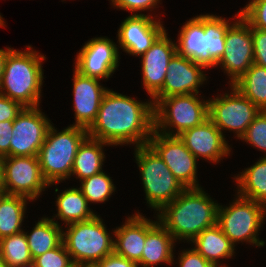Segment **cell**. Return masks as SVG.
Listing matches in <instances>:
<instances>
[{"mask_svg": "<svg viewBox=\"0 0 266 267\" xmlns=\"http://www.w3.org/2000/svg\"><path fill=\"white\" fill-rule=\"evenodd\" d=\"M55 206L57 213L53 214L51 219L57 224L59 222L56 221V218L57 220L61 219L65 226L75 222L88 221L97 215L90 209L87 199L78 187L66 188L65 191L60 192Z\"/></svg>", "mask_w": 266, "mask_h": 267, "instance_id": "cb8c5ba5", "label": "cell"}, {"mask_svg": "<svg viewBox=\"0 0 266 267\" xmlns=\"http://www.w3.org/2000/svg\"><path fill=\"white\" fill-rule=\"evenodd\" d=\"M0 258L8 267L32 261L25 231L0 239Z\"/></svg>", "mask_w": 266, "mask_h": 267, "instance_id": "4dcf8cb0", "label": "cell"}, {"mask_svg": "<svg viewBox=\"0 0 266 267\" xmlns=\"http://www.w3.org/2000/svg\"><path fill=\"white\" fill-rule=\"evenodd\" d=\"M204 69L176 52L169 61L162 89L152 98L153 104L172 95L199 94V87L208 80Z\"/></svg>", "mask_w": 266, "mask_h": 267, "instance_id": "9a60e30c", "label": "cell"}, {"mask_svg": "<svg viewBox=\"0 0 266 267\" xmlns=\"http://www.w3.org/2000/svg\"><path fill=\"white\" fill-rule=\"evenodd\" d=\"M73 110L75 122L71 125L88 129L97 117L100 104L108 88L100 79L81 75L73 70Z\"/></svg>", "mask_w": 266, "mask_h": 267, "instance_id": "d6986e66", "label": "cell"}, {"mask_svg": "<svg viewBox=\"0 0 266 267\" xmlns=\"http://www.w3.org/2000/svg\"><path fill=\"white\" fill-rule=\"evenodd\" d=\"M190 243H193V248L214 267L228 266L221 264L223 259H232L233 255L235 256V246L217 224L206 228Z\"/></svg>", "mask_w": 266, "mask_h": 267, "instance_id": "7402d4cb", "label": "cell"}, {"mask_svg": "<svg viewBox=\"0 0 266 267\" xmlns=\"http://www.w3.org/2000/svg\"><path fill=\"white\" fill-rule=\"evenodd\" d=\"M0 27H4L5 28V21L2 18L1 13H0Z\"/></svg>", "mask_w": 266, "mask_h": 267, "instance_id": "7dc6e473", "label": "cell"}, {"mask_svg": "<svg viewBox=\"0 0 266 267\" xmlns=\"http://www.w3.org/2000/svg\"><path fill=\"white\" fill-rule=\"evenodd\" d=\"M230 90V93L208 99V117L224 137V130H228L240 139L261 110L233 85H230Z\"/></svg>", "mask_w": 266, "mask_h": 267, "instance_id": "9c48e42d", "label": "cell"}, {"mask_svg": "<svg viewBox=\"0 0 266 267\" xmlns=\"http://www.w3.org/2000/svg\"><path fill=\"white\" fill-rule=\"evenodd\" d=\"M118 50V45L108 37L92 38L77 53L74 69L83 76L107 80L119 66Z\"/></svg>", "mask_w": 266, "mask_h": 267, "instance_id": "5bb4252c", "label": "cell"}, {"mask_svg": "<svg viewBox=\"0 0 266 267\" xmlns=\"http://www.w3.org/2000/svg\"><path fill=\"white\" fill-rule=\"evenodd\" d=\"M154 131V104L108 89L97 117L87 129L88 137L112 146L146 145Z\"/></svg>", "mask_w": 266, "mask_h": 267, "instance_id": "6da1fadb", "label": "cell"}, {"mask_svg": "<svg viewBox=\"0 0 266 267\" xmlns=\"http://www.w3.org/2000/svg\"><path fill=\"white\" fill-rule=\"evenodd\" d=\"M155 218L152 221L140 212L128 216L123 225L112 230L114 234L110 233L115 237L114 252L137 264L142 258L147 233L159 222Z\"/></svg>", "mask_w": 266, "mask_h": 267, "instance_id": "ffe728a7", "label": "cell"}, {"mask_svg": "<svg viewBox=\"0 0 266 267\" xmlns=\"http://www.w3.org/2000/svg\"><path fill=\"white\" fill-rule=\"evenodd\" d=\"M201 94L172 95L154 105V130L168 136L202 124L208 117V99ZM204 99V100H203Z\"/></svg>", "mask_w": 266, "mask_h": 267, "instance_id": "ba28073f", "label": "cell"}, {"mask_svg": "<svg viewBox=\"0 0 266 267\" xmlns=\"http://www.w3.org/2000/svg\"><path fill=\"white\" fill-rule=\"evenodd\" d=\"M0 267H8L1 258H0Z\"/></svg>", "mask_w": 266, "mask_h": 267, "instance_id": "c3c4849f", "label": "cell"}, {"mask_svg": "<svg viewBox=\"0 0 266 267\" xmlns=\"http://www.w3.org/2000/svg\"><path fill=\"white\" fill-rule=\"evenodd\" d=\"M254 64L266 68V30L251 27Z\"/></svg>", "mask_w": 266, "mask_h": 267, "instance_id": "8d00e7d4", "label": "cell"}, {"mask_svg": "<svg viewBox=\"0 0 266 267\" xmlns=\"http://www.w3.org/2000/svg\"><path fill=\"white\" fill-rule=\"evenodd\" d=\"M73 267H99L98 263H75Z\"/></svg>", "mask_w": 266, "mask_h": 267, "instance_id": "7bdbcfd3", "label": "cell"}, {"mask_svg": "<svg viewBox=\"0 0 266 267\" xmlns=\"http://www.w3.org/2000/svg\"><path fill=\"white\" fill-rule=\"evenodd\" d=\"M109 175L104 171L81 180L79 189L87 199L89 205L92 203H105L115 192L116 187Z\"/></svg>", "mask_w": 266, "mask_h": 267, "instance_id": "1f68e13d", "label": "cell"}, {"mask_svg": "<svg viewBox=\"0 0 266 267\" xmlns=\"http://www.w3.org/2000/svg\"><path fill=\"white\" fill-rule=\"evenodd\" d=\"M0 189H2V157H0Z\"/></svg>", "mask_w": 266, "mask_h": 267, "instance_id": "f6af8a7d", "label": "cell"}, {"mask_svg": "<svg viewBox=\"0 0 266 267\" xmlns=\"http://www.w3.org/2000/svg\"><path fill=\"white\" fill-rule=\"evenodd\" d=\"M165 30L143 53L141 59L142 85L152 99L163 87L170 59L177 52L176 42Z\"/></svg>", "mask_w": 266, "mask_h": 267, "instance_id": "e0dca14e", "label": "cell"}, {"mask_svg": "<svg viewBox=\"0 0 266 267\" xmlns=\"http://www.w3.org/2000/svg\"><path fill=\"white\" fill-rule=\"evenodd\" d=\"M235 195L237 198L229 206L219 204L217 225L234 246L240 242L257 247L265 246L266 242L260 240L258 235L266 219V206Z\"/></svg>", "mask_w": 266, "mask_h": 267, "instance_id": "8992f818", "label": "cell"}, {"mask_svg": "<svg viewBox=\"0 0 266 267\" xmlns=\"http://www.w3.org/2000/svg\"><path fill=\"white\" fill-rule=\"evenodd\" d=\"M37 267H73L74 263L62 242L58 247L34 259Z\"/></svg>", "mask_w": 266, "mask_h": 267, "instance_id": "836d02e7", "label": "cell"}, {"mask_svg": "<svg viewBox=\"0 0 266 267\" xmlns=\"http://www.w3.org/2000/svg\"><path fill=\"white\" fill-rule=\"evenodd\" d=\"M49 187L44 180L37 156L2 158V188L7 194L36 200Z\"/></svg>", "mask_w": 266, "mask_h": 267, "instance_id": "30bf717a", "label": "cell"}, {"mask_svg": "<svg viewBox=\"0 0 266 267\" xmlns=\"http://www.w3.org/2000/svg\"><path fill=\"white\" fill-rule=\"evenodd\" d=\"M234 17V23L226 32L225 52L216 65L227 74L229 85L236 82L254 63L251 26L239 12Z\"/></svg>", "mask_w": 266, "mask_h": 267, "instance_id": "8fae6325", "label": "cell"}, {"mask_svg": "<svg viewBox=\"0 0 266 267\" xmlns=\"http://www.w3.org/2000/svg\"><path fill=\"white\" fill-rule=\"evenodd\" d=\"M46 57L28 45L24 51L11 48L4 62L0 93L23 107L40 106Z\"/></svg>", "mask_w": 266, "mask_h": 267, "instance_id": "3957f363", "label": "cell"}, {"mask_svg": "<svg viewBox=\"0 0 266 267\" xmlns=\"http://www.w3.org/2000/svg\"><path fill=\"white\" fill-rule=\"evenodd\" d=\"M97 263L99 267H138L135 262L124 258L115 252L111 253L109 256Z\"/></svg>", "mask_w": 266, "mask_h": 267, "instance_id": "60d3db41", "label": "cell"}, {"mask_svg": "<svg viewBox=\"0 0 266 267\" xmlns=\"http://www.w3.org/2000/svg\"><path fill=\"white\" fill-rule=\"evenodd\" d=\"M30 199L6 194L0 202V239L23 231L21 228Z\"/></svg>", "mask_w": 266, "mask_h": 267, "instance_id": "83f0119b", "label": "cell"}, {"mask_svg": "<svg viewBox=\"0 0 266 267\" xmlns=\"http://www.w3.org/2000/svg\"><path fill=\"white\" fill-rule=\"evenodd\" d=\"M179 267H214L208 260L199 254L193 247L184 249L178 255Z\"/></svg>", "mask_w": 266, "mask_h": 267, "instance_id": "74e56055", "label": "cell"}, {"mask_svg": "<svg viewBox=\"0 0 266 267\" xmlns=\"http://www.w3.org/2000/svg\"><path fill=\"white\" fill-rule=\"evenodd\" d=\"M165 30L162 21L151 14L130 15L121 22L118 29V48L127 54L139 57Z\"/></svg>", "mask_w": 266, "mask_h": 267, "instance_id": "2e32d148", "label": "cell"}, {"mask_svg": "<svg viewBox=\"0 0 266 267\" xmlns=\"http://www.w3.org/2000/svg\"><path fill=\"white\" fill-rule=\"evenodd\" d=\"M176 42L177 53L190 58L203 67H216L217 63L207 51V36L204 33L203 15L190 18L182 25Z\"/></svg>", "mask_w": 266, "mask_h": 267, "instance_id": "44dd1931", "label": "cell"}, {"mask_svg": "<svg viewBox=\"0 0 266 267\" xmlns=\"http://www.w3.org/2000/svg\"><path fill=\"white\" fill-rule=\"evenodd\" d=\"M240 173L234 176L238 189L236 193L266 206V157H260Z\"/></svg>", "mask_w": 266, "mask_h": 267, "instance_id": "4316f807", "label": "cell"}, {"mask_svg": "<svg viewBox=\"0 0 266 267\" xmlns=\"http://www.w3.org/2000/svg\"><path fill=\"white\" fill-rule=\"evenodd\" d=\"M38 107H24L13 121L10 156H37L51 126Z\"/></svg>", "mask_w": 266, "mask_h": 267, "instance_id": "4fadbf2b", "label": "cell"}, {"mask_svg": "<svg viewBox=\"0 0 266 267\" xmlns=\"http://www.w3.org/2000/svg\"><path fill=\"white\" fill-rule=\"evenodd\" d=\"M24 107L0 93V121H14Z\"/></svg>", "mask_w": 266, "mask_h": 267, "instance_id": "f35d334b", "label": "cell"}, {"mask_svg": "<svg viewBox=\"0 0 266 267\" xmlns=\"http://www.w3.org/2000/svg\"><path fill=\"white\" fill-rule=\"evenodd\" d=\"M112 7L130 11L131 15H143L141 11H153L162 0H110ZM157 6V7H156ZM137 11L139 13H137ZM136 12V13H135Z\"/></svg>", "mask_w": 266, "mask_h": 267, "instance_id": "d590c367", "label": "cell"}, {"mask_svg": "<svg viewBox=\"0 0 266 267\" xmlns=\"http://www.w3.org/2000/svg\"><path fill=\"white\" fill-rule=\"evenodd\" d=\"M7 193L5 192V190L2 188L0 189V202L2 200V198L6 195Z\"/></svg>", "mask_w": 266, "mask_h": 267, "instance_id": "bcb514c9", "label": "cell"}, {"mask_svg": "<svg viewBox=\"0 0 266 267\" xmlns=\"http://www.w3.org/2000/svg\"><path fill=\"white\" fill-rule=\"evenodd\" d=\"M250 2H258V1H263V0H249Z\"/></svg>", "mask_w": 266, "mask_h": 267, "instance_id": "681fc988", "label": "cell"}, {"mask_svg": "<svg viewBox=\"0 0 266 267\" xmlns=\"http://www.w3.org/2000/svg\"><path fill=\"white\" fill-rule=\"evenodd\" d=\"M165 162L185 188H198L197 158L186 148L179 136L153 131L147 143Z\"/></svg>", "mask_w": 266, "mask_h": 267, "instance_id": "7c38bea8", "label": "cell"}, {"mask_svg": "<svg viewBox=\"0 0 266 267\" xmlns=\"http://www.w3.org/2000/svg\"><path fill=\"white\" fill-rule=\"evenodd\" d=\"M134 153L147 206L159 212L186 188L148 144L135 147Z\"/></svg>", "mask_w": 266, "mask_h": 267, "instance_id": "5b68a950", "label": "cell"}, {"mask_svg": "<svg viewBox=\"0 0 266 267\" xmlns=\"http://www.w3.org/2000/svg\"><path fill=\"white\" fill-rule=\"evenodd\" d=\"M232 85L260 110H266V68L253 63Z\"/></svg>", "mask_w": 266, "mask_h": 267, "instance_id": "f1b7e54d", "label": "cell"}, {"mask_svg": "<svg viewBox=\"0 0 266 267\" xmlns=\"http://www.w3.org/2000/svg\"><path fill=\"white\" fill-rule=\"evenodd\" d=\"M179 138L186 148L197 158L211 163H220L231 153V147L222 132L208 118L202 124L183 131Z\"/></svg>", "mask_w": 266, "mask_h": 267, "instance_id": "ac0fdd59", "label": "cell"}, {"mask_svg": "<svg viewBox=\"0 0 266 267\" xmlns=\"http://www.w3.org/2000/svg\"><path fill=\"white\" fill-rule=\"evenodd\" d=\"M16 267H37V264L34 262V260H32L28 263H24V264L18 265Z\"/></svg>", "mask_w": 266, "mask_h": 267, "instance_id": "ee69618b", "label": "cell"}, {"mask_svg": "<svg viewBox=\"0 0 266 267\" xmlns=\"http://www.w3.org/2000/svg\"><path fill=\"white\" fill-rule=\"evenodd\" d=\"M63 226L50 217H42L31 232H25L32 259L58 247L62 242Z\"/></svg>", "mask_w": 266, "mask_h": 267, "instance_id": "484cf974", "label": "cell"}, {"mask_svg": "<svg viewBox=\"0 0 266 267\" xmlns=\"http://www.w3.org/2000/svg\"><path fill=\"white\" fill-rule=\"evenodd\" d=\"M87 137V129L83 127L70 125L59 131L51 124L37 155L49 187L71 178L78 148Z\"/></svg>", "mask_w": 266, "mask_h": 267, "instance_id": "277c9868", "label": "cell"}, {"mask_svg": "<svg viewBox=\"0 0 266 267\" xmlns=\"http://www.w3.org/2000/svg\"><path fill=\"white\" fill-rule=\"evenodd\" d=\"M238 12L251 27L266 30V0L249 2Z\"/></svg>", "mask_w": 266, "mask_h": 267, "instance_id": "e575fe53", "label": "cell"}, {"mask_svg": "<svg viewBox=\"0 0 266 267\" xmlns=\"http://www.w3.org/2000/svg\"><path fill=\"white\" fill-rule=\"evenodd\" d=\"M202 188H186L157 212L159 223L176 242H191L206 228L217 224L219 203Z\"/></svg>", "mask_w": 266, "mask_h": 267, "instance_id": "7a4b0ae2", "label": "cell"}, {"mask_svg": "<svg viewBox=\"0 0 266 267\" xmlns=\"http://www.w3.org/2000/svg\"><path fill=\"white\" fill-rule=\"evenodd\" d=\"M13 121H0V157L10 156Z\"/></svg>", "mask_w": 266, "mask_h": 267, "instance_id": "ab89813d", "label": "cell"}, {"mask_svg": "<svg viewBox=\"0 0 266 267\" xmlns=\"http://www.w3.org/2000/svg\"><path fill=\"white\" fill-rule=\"evenodd\" d=\"M240 140L266 154V110L259 112Z\"/></svg>", "mask_w": 266, "mask_h": 267, "instance_id": "d6a6232c", "label": "cell"}, {"mask_svg": "<svg viewBox=\"0 0 266 267\" xmlns=\"http://www.w3.org/2000/svg\"><path fill=\"white\" fill-rule=\"evenodd\" d=\"M111 146L106 142L87 137L79 146L74 159L71 177L79 181L103 171L105 161L104 147Z\"/></svg>", "mask_w": 266, "mask_h": 267, "instance_id": "d4e9b609", "label": "cell"}, {"mask_svg": "<svg viewBox=\"0 0 266 267\" xmlns=\"http://www.w3.org/2000/svg\"><path fill=\"white\" fill-rule=\"evenodd\" d=\"M62 231L64 246L73 263H97L114 252V237L100 215L83 222H75Z\"/></svg>", "mask_w": 266, "mask_h": 267, "instance_id": "52a82bcc", "label": "cell"}, {"mask_svg": "<svg viewBox=\"0 0 266 267\" xmlns=\"http://www.w3.org/2000/svg\"><path fill=\"white\" fill-rule=\"evenodd\" d=\"M234 22H229L220 16L203 14L204 33L207 36V51L218 63L225 52V36L228 28Z\"/></svg>", "mask_w": 266, "mask_h": 267, "instance_id": "f546056e", "label": "cell"}, {"mask_svg": "<svg viewBox=\"0 0 266 267\" xmlns=\"http://www.w3.org/2000/svg\"><path fill=\"white\" fill-rule=\"evenodd\" d=\"M10 47H6V49H0V82L2 79V73L4 69V62L7 56L8 51L10 50Z\"/></svg>", "mask_w": 266, "mask_h": 267, "instance_id": "b9f144b4", "label": "cell"}, {"mask_svg": "<svg viewBox=\"0 0 266 267\" xmlns=\"http://www.w3.org/2000/svg\"><path fill=\"white\" fill-rule=\"evenodd\" d=\"M175 239L158 222L146 235V242L138 267H155L160 263L174 264Z\"/></svg>", "mask_w": 266, "mask_h": 267, "instance_id": "603a6c76", "label": "cell"}]
</instances>
